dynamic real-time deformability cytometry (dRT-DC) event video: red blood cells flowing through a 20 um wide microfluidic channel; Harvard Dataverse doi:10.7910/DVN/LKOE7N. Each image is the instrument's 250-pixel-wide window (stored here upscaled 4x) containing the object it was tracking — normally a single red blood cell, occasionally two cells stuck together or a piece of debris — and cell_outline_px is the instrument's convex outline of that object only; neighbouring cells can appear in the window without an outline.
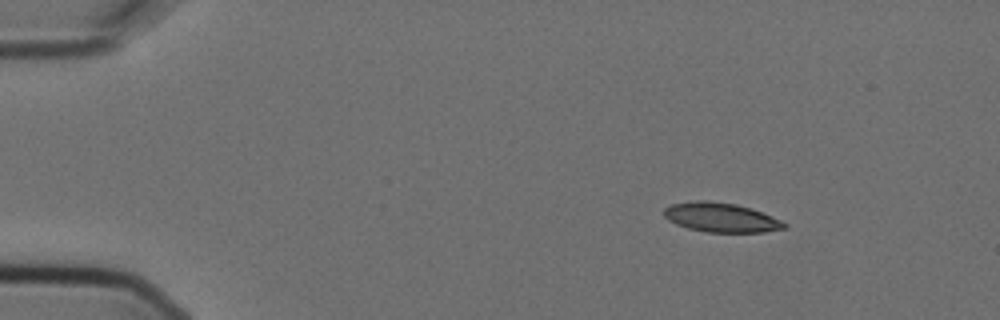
{"species": "Egyptian fruit bat (a non-hibernating species)", "species_latin": "Rousettus aegyptiacus", "temperature_condition": "cold", "stored_images_in_passage": 7, "camera_frame_rate_fps": 3000, "um_per_image_px": 0.085, "animal": {"sex": "female"}, "frame": {"image": 1, "passage_image": 1, "time_ms": 0.0, "image_size_px": [1000, 320], "cell_outline_px": [[788, 228], [764, 232], [708, 232], [688, 228], [676, 224], [668, 220], [664, 216], [664, 208], [672, 204], [696, 200], [708, 200], [736, 204], [772, 216], [788, 224]], "centroid_in_image_um": [61.28, 18.48], "position_along_channel_um": 23.7, "area_um2": 20.52}}
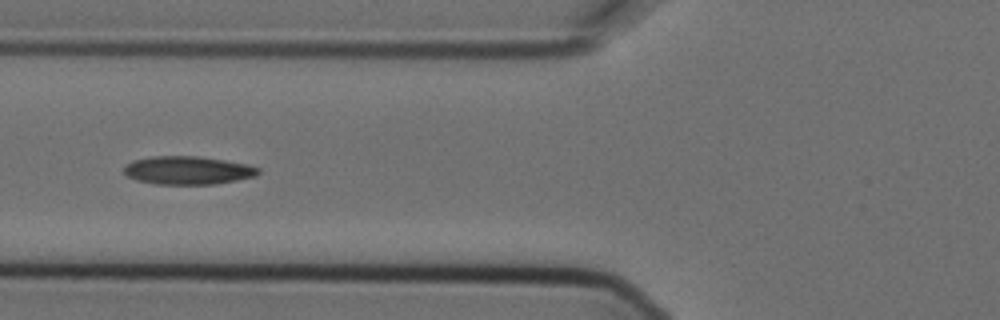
{"frame": {"image": 2, "passage_image": 5, "time_ms": 1.333, "image_size_px": [1000, 320], "cell_outline_px": [[260, 172], [256, 176], [216, 184], [156, 184], [136, 180], [128, 176], [124, 172], [124, 164], [132, 160], [152, 156], [196, 156], [224, 160], [244, 164], [260, 168]], "centroid_in_image_um": [15.93, 14.48], "position_along_channel_um": 109.9, "area_um2": 22.08}}
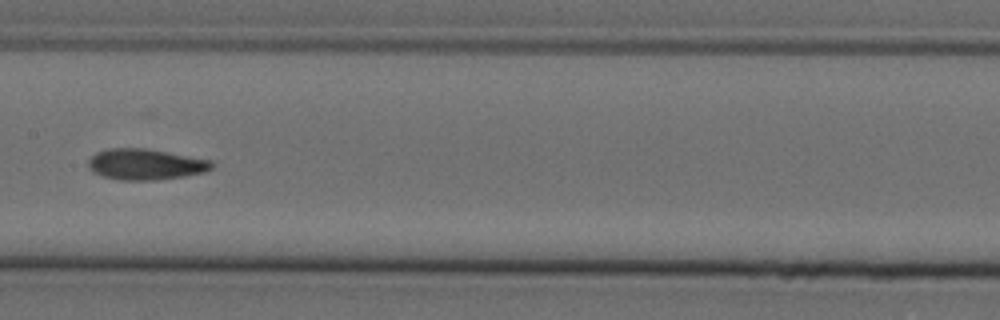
{"frame": {"image": 3, "passage_image": 7, "time_ms": 2.0, "image_size_px": [1000, 320], "cell_outline_px": [[216, 164], [212, 168], [204, 172], [184, 176], [156, 180], [120, 180], [104, 176], [92, 172], [88, 168], [88, 160], [96, 152], [108, 148], [144, 148], [212, 160]], "centroid_in_image_um": [12.36, 13.97], "position_along_channel_um": 195.0, "area_um2": 22.31}}